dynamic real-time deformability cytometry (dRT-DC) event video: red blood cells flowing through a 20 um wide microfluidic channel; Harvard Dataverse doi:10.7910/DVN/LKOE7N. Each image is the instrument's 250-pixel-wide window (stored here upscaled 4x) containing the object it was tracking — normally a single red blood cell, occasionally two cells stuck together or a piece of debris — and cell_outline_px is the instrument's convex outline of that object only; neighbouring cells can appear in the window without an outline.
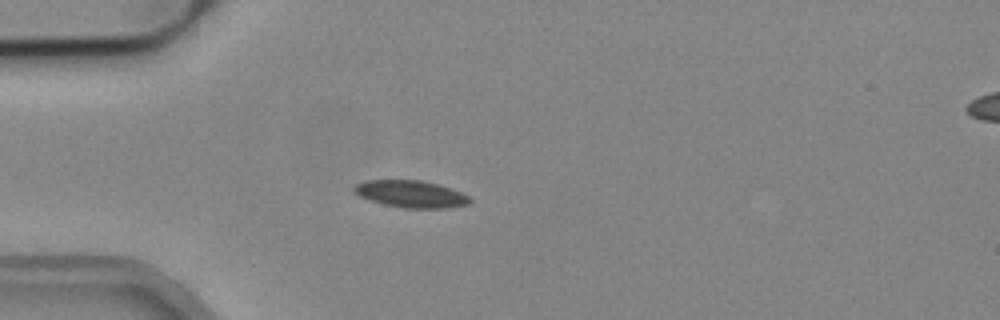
{"species": "common noctule bat (a hibernating species)", "species_latin": "Nyctalus noctula", "temperature_condition": "cold", "stored_images_in_passage": 5, "camera_frame_rate_fps": 3000, "um_per_image_px": 0.085, "animal": {"sex": "male", "body_mass_g": 19.2, "forearm_length_mm": 51.8}, "frame": {"image": 1, "passage_image": 4, "time_ms": 1.0, "image_size_px": [1000, 320], "cell_outline_px": [[472, 200], [468, 204], [448, 208], [404, 208], [384, 204], [368, 200], [352, 192], [352, 188], [356, 184], [364, 180], [420, 180], [436, 184], [460, 192], [468, 196]], "centroid_in_image_um": [34.87, 16.49], "position_along_channel_um": 50.1, "area_um2": 18.21}}